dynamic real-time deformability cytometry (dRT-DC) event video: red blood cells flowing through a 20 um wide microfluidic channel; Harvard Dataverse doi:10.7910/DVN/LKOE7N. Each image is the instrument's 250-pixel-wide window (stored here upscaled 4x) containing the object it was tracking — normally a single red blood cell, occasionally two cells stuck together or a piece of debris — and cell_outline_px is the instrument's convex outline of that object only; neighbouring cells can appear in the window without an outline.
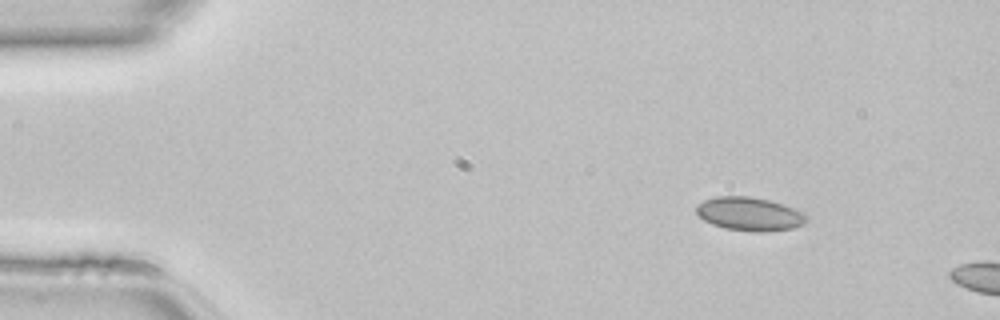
{"species": "common noctule bat (a hibernating species)", "species_latin": "Nyctalus noctula", "temperature_condition": "room temperature", "stored_images_in_passage": 4, "camera_frame_rate_fps": 3000, "um_per_image_px": 0.085, "animal": {"sex": "female", "body_mass_g": 22.7, "forearm_length_mm": 54.2}, "frame": {"image": 1, "passage_image": 1, "time_ms": 0.0, "image_size_px": [1000, 320], "cell_outline_px": [[808, 220], [804, 224], [792, 228], [764, 232], [756, 232], [724, 228], [712, 224], [704, 220], [696, 212], [696, 204], [704, 200], [716, 196], [748, 196], [768, 200], [804, 212], [808, 216]], "centroid_in_image_um": [63.7, 18.19], "position_along_channel_um": 21.3, "area_um2": 21.5}}